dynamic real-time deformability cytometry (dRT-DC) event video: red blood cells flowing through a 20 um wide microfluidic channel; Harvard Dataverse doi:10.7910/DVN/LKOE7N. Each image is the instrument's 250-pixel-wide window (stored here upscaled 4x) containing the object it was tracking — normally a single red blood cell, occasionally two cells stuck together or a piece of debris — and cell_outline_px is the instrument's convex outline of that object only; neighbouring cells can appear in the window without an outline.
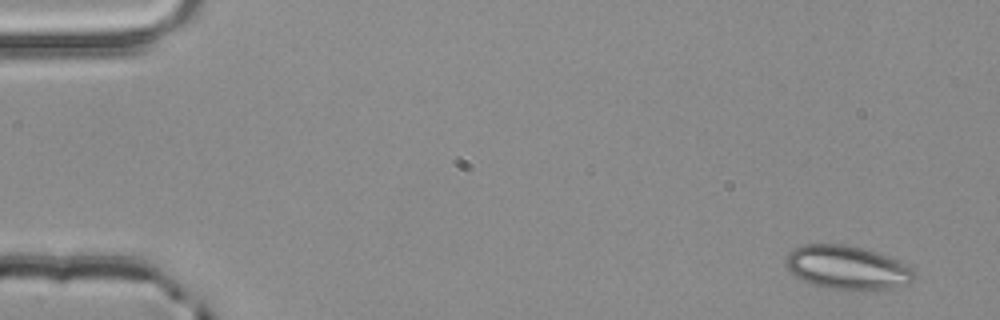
{"species": "common noctule bat (a hibernating species)", "species_latin": "Nyctalus noctula", "temperature_condition": "room temperature", "stored_images_in_passage": 3, "camera_frame_rate_fps": 3000, "um_per_image_px": 0.085, "animal": {"sex": "male", "body_mass_g": 20.4}, "frame": {"image": 1, "passage_image": 1, "time_ms": 0.0, "image_size_px": [1000, 320], "cell_outline_px": [[916, 276], [908, 284], [892, 288], [872, 292], [824, 288], [812, 284], [796, 276], [788, 268], [784, 260], [788, 252], [804, 244], [844, 244], [876, 252], [904, 264], [912, 268], [916, 272]], "centroid_in_image_um": [72.02, 22.78], "position_along_channel_um": 13.0, "area_um2": 32.95}}